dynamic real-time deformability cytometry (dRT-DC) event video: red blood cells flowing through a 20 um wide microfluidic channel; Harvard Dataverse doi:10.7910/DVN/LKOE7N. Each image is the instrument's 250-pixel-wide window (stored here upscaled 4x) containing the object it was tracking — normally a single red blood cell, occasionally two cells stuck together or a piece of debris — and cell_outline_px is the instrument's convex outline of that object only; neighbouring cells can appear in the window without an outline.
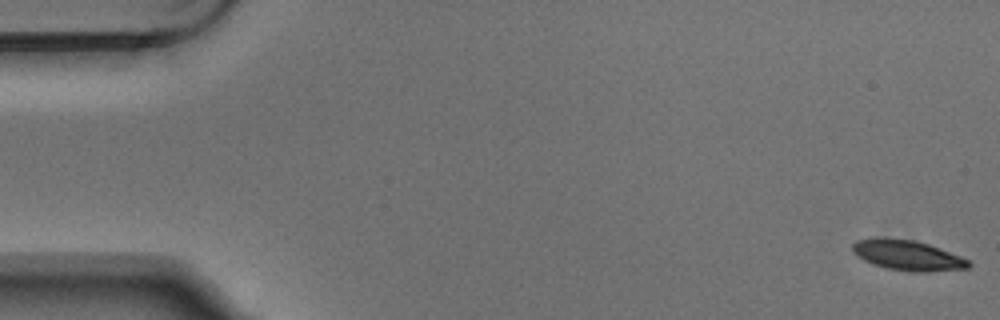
{"species": "Egyptian fruit bat (a non-hibernating species)", "species_latin": "Rousettus aegyptiacus", "temperature_condition": "warm", "stored_images_in_passage": 4, "camera_frame_rate_fps": 3000, "um_per_image_px": 0.085, "animal": {"sex": "male"}, "frame": {"image": 1, "passage_image": 1, "time_ms": 0.0, "image_size_px": [1000, 320], "cell_outline_px": [[972, 264], [968, 268], [928, 272], [908, 272], [884, 268], [872, 264], [864, 260], [852, 252], [852, 244], [856, 240], [872, 236], [884, 236], [912, 240], [928, 244], [960, 256], [968, 260]], "centroid_in_image_um": [77.07, 21.69], "position_along_channel_um": 7.9, "area_um2": 20.87}}